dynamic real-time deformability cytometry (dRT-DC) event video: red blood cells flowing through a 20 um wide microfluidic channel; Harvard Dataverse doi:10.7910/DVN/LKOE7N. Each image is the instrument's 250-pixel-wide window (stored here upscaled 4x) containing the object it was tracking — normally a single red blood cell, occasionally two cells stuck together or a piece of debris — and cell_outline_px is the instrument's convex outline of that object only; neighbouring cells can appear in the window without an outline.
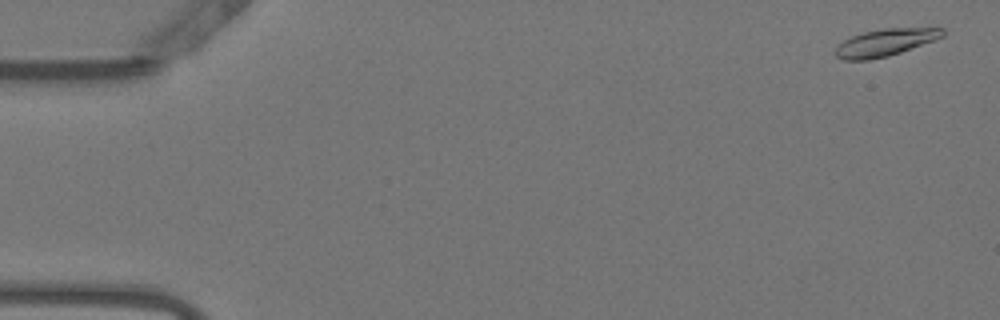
{"species": "Egyptian fruit bat (a non-hibernating species)", "species_latin": "Rousettus aegyptiacus", "temperature_condition": "warm", "stored_images_in_passage": 11, "camera_frame_rate_fps": 3000, "um_per_image_px": 0.085, "animal": {"sex": "female"}, "frame": {"image": 1, "passage_image": 2, "time_ms": 0.333, "image_size_px": [1000, 320], "cell_outline_px": [[944, 36], [936, 40], [888, 56], [868, 60], [844, 60], [836, 56], [836, 48], [844, 40], [852, 36], [864, 32], [884, 28], [944, 28]], "centroid_in_image_um": [75.27, 3.61], "position_along_channel_um": 9.7, "area_um2": 16.82}}